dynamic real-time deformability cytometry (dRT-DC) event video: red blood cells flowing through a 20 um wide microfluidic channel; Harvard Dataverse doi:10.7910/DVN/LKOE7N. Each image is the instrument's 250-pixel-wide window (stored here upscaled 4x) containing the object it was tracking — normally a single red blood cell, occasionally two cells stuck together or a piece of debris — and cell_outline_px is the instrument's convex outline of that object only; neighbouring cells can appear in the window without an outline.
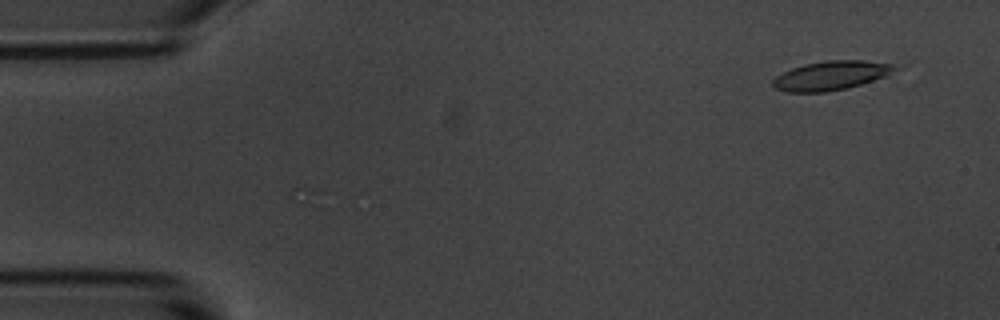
{"species": "common noctule bat (a hibernating species)", "species_latin": "Nyctalus noctula", "temperature_condition": "room temperature", "stored_images_in_passage": 10, "camera_frame_rate_fps": 3000, "um_per_image_px": 0.085, "animal": {"sex": "male", "body_mass_g": 20.1, "forearm_length_mm": 53.5}, "frame": {"image": 1, "passage_image": 10, "time_ms": 3.0, "image_size_px": [1000, 320], "cell_outline_px": [[908, 64], [904, 68], [888, 76], [860, 84], [844, 88], [824, 92], [788, 92], [772, 88], [772, 80], [776, 76], [792, 68], [804, 64], [828, 60], [864, 60]], "centroid_in_image_um": [70.81, 6.39], "position_along_channel_um": 14.2, "area_um2": 21.33}}